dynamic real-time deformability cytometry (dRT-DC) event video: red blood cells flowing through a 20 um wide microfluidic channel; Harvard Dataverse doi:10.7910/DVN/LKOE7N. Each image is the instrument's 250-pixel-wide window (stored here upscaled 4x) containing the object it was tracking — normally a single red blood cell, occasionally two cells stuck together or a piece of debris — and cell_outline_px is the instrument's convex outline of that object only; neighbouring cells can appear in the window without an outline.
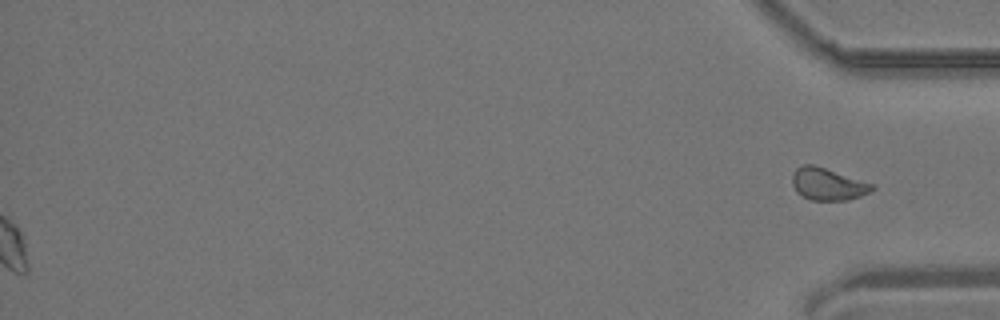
{"species": "common noctule bat (a hibernating species)", "species_latin": "Nyctalus noctula", "temperature_condition": "room temperature", "stored_images_in_passage": 56, "segment_of_instrument_passage": [2, 2], "camera_frame_rate_fps": 3000, "um_per_image_px": 0.085, "animal": {"sex": "male", "body_mass_g": 19.2, "forearm_length_mm": 51.8}, "frame": {"image": 1, "passage_image": 56, "time_ms": 18.333, "image_size_px": [1000, 320], "cell_outline_px": [[876, 188], [860, 196], [848, 200], [812, 200], [800, 196], [796, 192], [792, 184], [792, 172], [796, 168], [804, 164], [812, 164], [876, 184]], "centroid_in_image_um": [70.35, 15.65], "position_along_channel_um": 364.8, "area_um2": 15.14}}